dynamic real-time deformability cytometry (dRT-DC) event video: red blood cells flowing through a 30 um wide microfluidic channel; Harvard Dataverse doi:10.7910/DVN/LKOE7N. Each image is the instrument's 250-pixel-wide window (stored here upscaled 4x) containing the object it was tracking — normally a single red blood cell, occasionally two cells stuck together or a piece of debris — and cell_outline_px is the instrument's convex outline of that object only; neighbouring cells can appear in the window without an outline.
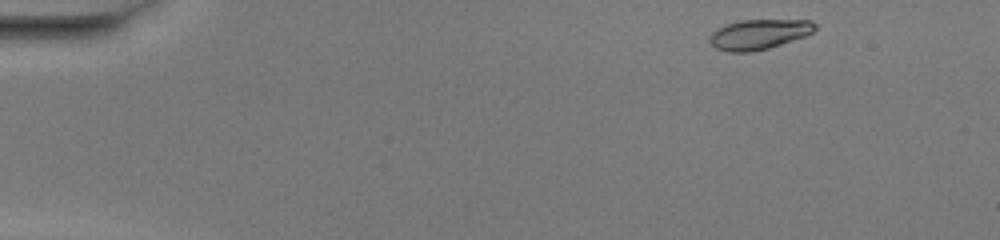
{"species": "common noctule bat (a hibernating species)", "species_latin": "Nyctalus noctula", "temperature_condition": "warm", "stored_images_in_passage": 46, "camera_frame_rate_fps": 3000, "um_per_image_px": 0.085, "animal": {"sex": "female", "body_mass_g": 20.0, "forearm_length_mm": 54.0}, "frame": {"image": 1, "passage_image": 1, "time_ms": 0.0, "image_size_px": [1000, 240], "cell_outline_px": [[816, 28], [812, 32], [804, 36], [768, 48], [752, 52], [728, 52], [716, 48], [708, 40], [708, 36], [716, 28], [740, 20], [812, 20], [816, 24]], "centroid_in_image_um": [64.47, 2.91], "position_along_channel_um": 20.5, "area_um2": 18.38}}
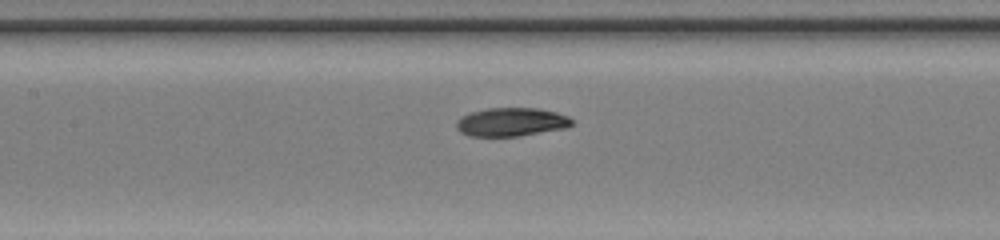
{"frame": {"image": 2, "passage_image": 20, "time_ms": 6.333, "image_size_px": [1000, 240], "cell_outline_px": [[572, 124], [564, 128], [520, 136], [468, 136], [460, 132], [456, 128], [456, 120], [460, 116], [472, 112], [488, 108], [540, 108], [556, 112], [568, 116], [572, 120]], "centroid_in_image_um": [43.42, 10.37], "position_along_channel_um": 164.0, "area_um2": 19.25}}
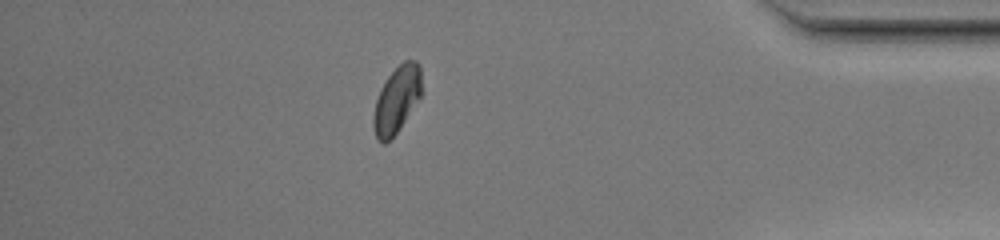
{"frame": {"image": 3, "passage_image": 40, "time_ms": 13.0, "image_size_px": [1000, 240], "cell_outline_px": [[420, 96], [400, 128], [384, 144], [380, 144], [376, 140], [372, 124], [372, 116], [376, 100], [380, 88], [388, 76], [404, 60], [416, 60], [420, 64]], "centroid_in_image_um": [33.67, 8.5], "position_along_channel_um": 401.5, "area_um2": 18.55}, "authors_computed_cell_mechanics": {"area_um2": 19.2185, "velocity_mm_per_s": 4.0817, "shape_relaxation_time_tau1_ms": 4.7174, "shape_relaxation_time_tau2_ms": 2.7318, "deformation_change_tau1": 0.1639, "deformation_change_tau2": 0.0347}}